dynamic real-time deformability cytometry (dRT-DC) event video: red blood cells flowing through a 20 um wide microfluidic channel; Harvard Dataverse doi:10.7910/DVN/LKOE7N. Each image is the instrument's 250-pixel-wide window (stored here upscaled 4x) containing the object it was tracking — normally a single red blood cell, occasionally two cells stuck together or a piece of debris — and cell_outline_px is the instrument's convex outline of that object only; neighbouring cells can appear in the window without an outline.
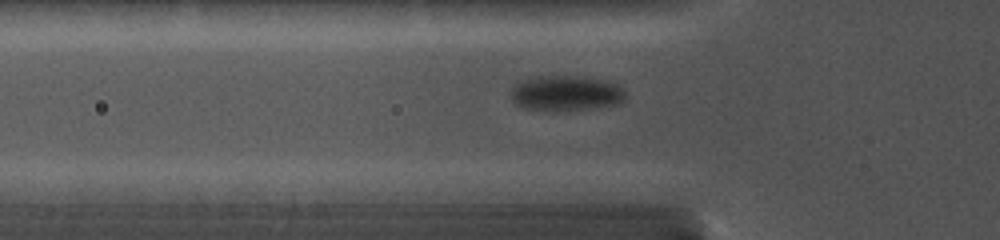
{"species": "common noctule bat (a hibernating species)", "species_latin": "Nyctalus noctula", "temperature_condition": "cold", "stored_images_in_passage": 29, "camera_frame_rate_fps": 5000, "um_per_image_px": 0.085, "animal": {"sex": "female", "body_mass_g": 19.0, "forearm_length_mm": 56.7}, "frame": {"image": 1, "passage_image": 3, "time_ms": 0.8, "image_size_px": [1000, 240], "cell_outline_px": [[624, 100], [620, 104], [592, 108], [556, 112], [552, 112], [520, 108], [512, 100], [512, 88], [520, 80], [536, 76], [584, 76], [612, 80], [624, 88]], "centroid_in_image_um": [48.13, 7.93], "position_along_channel_um": 77.7, "area_um2": 24.39}}
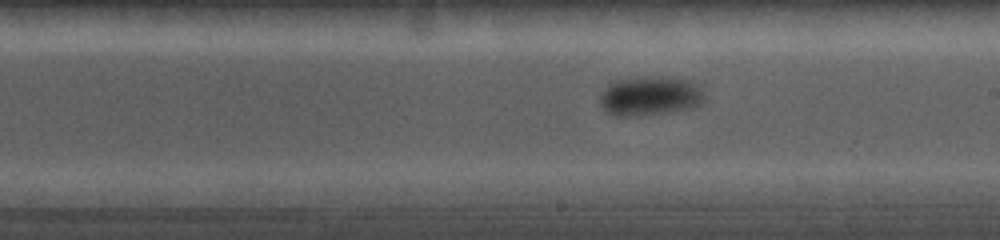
{"frame": {"image": 2, "passage_image": 14, "time_ms": 4.8, "image_size_px": [1000, 240], "cell_outline_px": [[704, 100], [700, 104], [692, 108], [668, 112], [636, 116], [616, 116], [604, 112], [600, 104], [600, 92], [608, 84], [616, 80], [636, 76], [652, 76], [688, 80], [700, 88], [704, 96]], "centroid_in_image_um": [55.18, 8.16], "position_along_channel_um": 233.8, "area_um2": 24.16}}
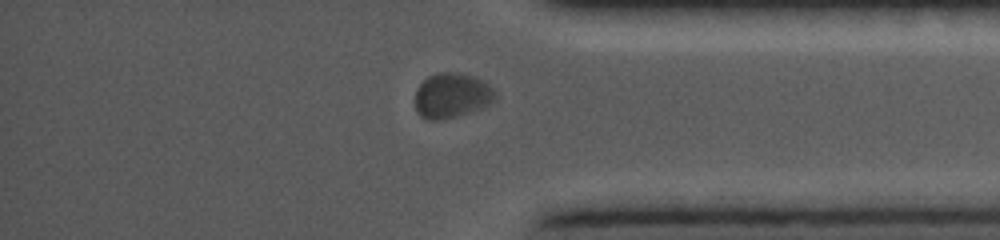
{"frame": {"image": 3, "passage_image": 25, "time_ms": 9.0, "image_size_px": [1000, 240], "cell_outline_px": [[496, 100], [492, 104], [456, 116], [440, 120], [428, 120], [420, 116], [416, 112], [416, 88], [428, 76], [440, 72], [452, 72], [472, 76], [484, 80], [496, 92]], "centroid_in_image_um": [38.41, 8.12], "position_along_channel_um": 396.8, "area_um2": 21.04}}